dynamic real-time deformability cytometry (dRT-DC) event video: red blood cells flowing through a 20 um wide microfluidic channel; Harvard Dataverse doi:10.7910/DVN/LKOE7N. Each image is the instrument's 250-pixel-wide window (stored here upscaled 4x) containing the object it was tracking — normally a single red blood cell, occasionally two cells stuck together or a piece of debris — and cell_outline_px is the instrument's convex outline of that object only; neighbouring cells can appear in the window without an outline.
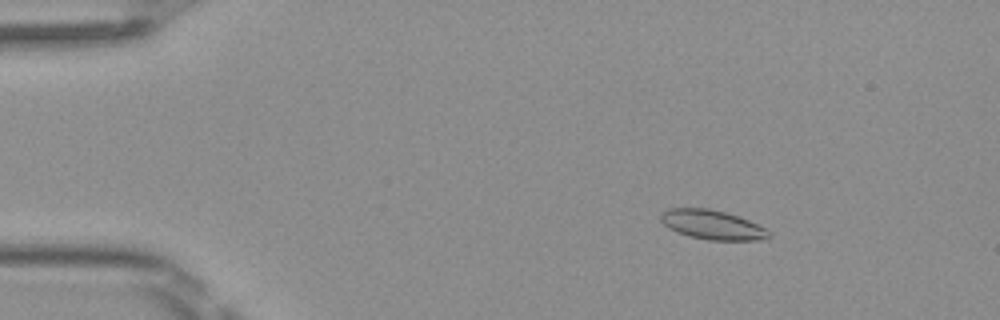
{"species": "Egyptian fruit bat (a non-hibernating species)", "species_latin": "Rousettus aegyptiacus", "temperature_condition": "room temperature", "stored_images_in_passage": 51, "camera_frame_rate_fps": 3000, "um_per_image_px": 0.085, "frame": {"image": 1, "passage_image": 8, "time_ms": 2.333, "image_size_px": [1000, 320], "cell_outline_px": [[772, 236], [760, 240], [708, 240], [688, 236], [676, 232], [668, 228], [660, 220], [660, 216], [668, 208], [708, 208], [724, 212], [748, 220], [772, 232]], "centroid_in_image_um": [60.53, 19.12], "position_along_channel_um": 24.5, "area_um2": 18.44}}
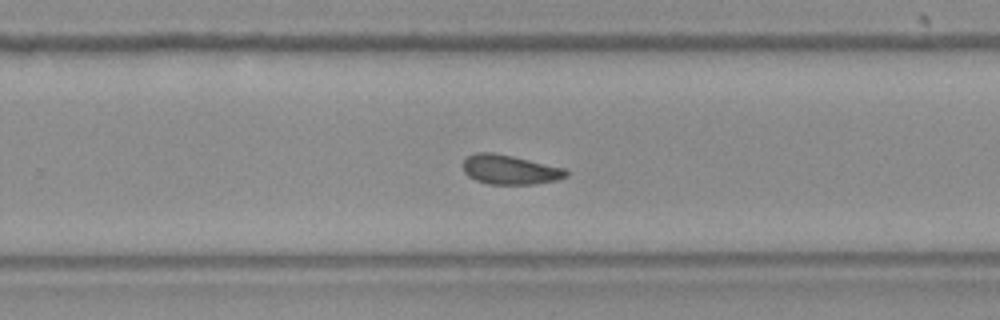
{"frame": {"image": 2, "passage_image": 33, "time_ms": 10.667, "image_size_px": [1000, 320], "cell_outline_px": [[568, 176], [556, 180], [536, 184], [488, 184], [476, 180], [468, 176], [464, 172], [464, 160], [468, 156], [476, 152], [492, 152], [512, 156], [564, 168], [568, 172]], "centroid_in_image_um": [43.33, 14.42], "position_along_channel_um": 286.5, "area_um2": 17.57}}
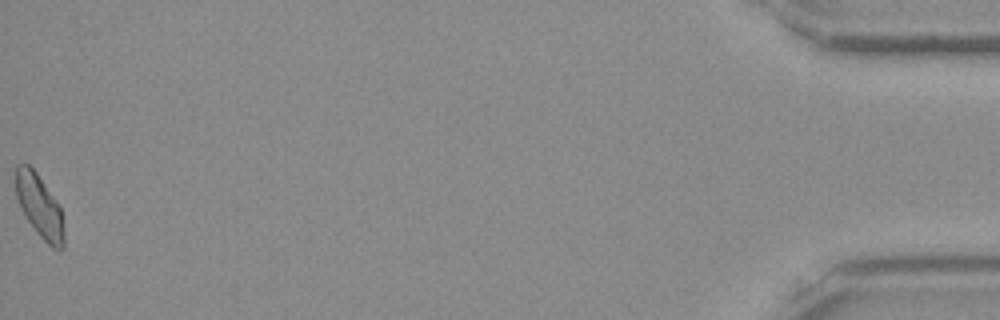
{"frame": {"image": 3, "passage_image": 51, "time_ms": 16.667, "image_size_px": [1000, 320], "cell_outline_px": [[64, 248], [52, 248], [40, 236], [28, 220], [20, 208], [16, 196], [16, 164], [28, 164], [36, 172], [60, 204], [64, 232]], "centroid_in_image_um": [3.37, 17.51], "position_along_channel_um": 431.8, "area_um2": 17.63}, "authors_computed_cell_mechanics": {"area_um2": 17.7446, "velocity_mm_per_s": 4.0615, "shape_relaxation_time_tau1_ms": 5.7024, "shape_relaxation_time_tau2_ms": 2.4436, "deformation_change_tau1": 0.1457, "deformation_change_tau2": 0.0825}}